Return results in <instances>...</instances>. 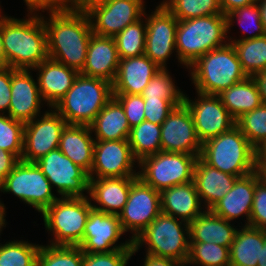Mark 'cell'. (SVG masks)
<instances>
[{"label": "cell", "instance_id": "5bb4252c", "mask_svg": "<svg viewBox=\"0 0 266 266\" xmlns=\"http://www.w3.org/2000/svg\"><path fill=\"white\" fill-rule=\"evenodd\" d=\"M49 109L25 123L21 160L36 162L50 151L58 149L62 131L67 123L54 108Z\"/></svg>", "mask_w": 266, "mask_h": 266}, {"label": "cell", "instance_id": "db71d44e", "mask_svg": "<svg viewBox=\"0 0 266 266\" xmlns=\"http://www.w3.org/2000/svg\"><path fill=\"white\" fill-rule=\"evenodd\" d=\"M256 171L262 176H266V141L255 148Z\"/></svg>", "mask_w": 266, "mask_h": 266}, {"label": "cell", "instance_id": "4dcf8cb0", "mask_svg": "<svg viewBox=\"0 0 266 266\" xmlns=\"http://www.w3.org/2000/svg\"><path fill=\"white\" fill-rule=\"evenodd\" d=\"M239 224L230 247V266H257L266 230Z\"/></svg>", "mask_w": 266, "mask_h": 266}, {"label": "cell", "instance_id": "277c9868", "mask_svg": "<svg viewBox=\"0 0 266 266\" xmlns=\"http://www.w3.org/2000/svg\"><path fill=\"white\" fill-rule=\"evenodd\" d=\"M187 70L196 92L209 95H219L248 77L231 43L202 55Z\"/></svg>", "mask_w": 266, "mask_h": 266}, {"label": "cell", "instance_id": "74e56055", "mask_svg": "<svg viewBox=\"0 0 266 266\" xmlns=\"http://www.w3.org/2000/svg\"><path fill=\"white\" fill-rule=\"evenodd\" d=\"M230 266V248L212 242H190L186 266Z\"/></svg>", "mask_w": 266, "mask_h": 266}, {"label": "cell", "instance_id": "94428289", "mask_svg": "<svg viewBox=\"0 0 266 266\" xmlns=\"http://www.w3.org/2000/svg\"><path fill=\"white\" fill-rule=\"evenodd\" d=\"M257 266H266V237L263 248H261L260 261H258Z\"/></svg>", "mask_w": 266, "mask_h": 266}, {"label": "cell", "instance_id": "b9f144b4", "mask_svg": "<svg viewBox=\"0 0 266 266\" xmlns=\"http://www.w3.org/2000/svg\"><path fill=\"white\" fill-rule=\"evenodd\" d=\"M25 123L8 114H0V149L13 153L19 160L23 153Z\"/></svg>", "mask_w": 266, "mask_h": 266}, {"label": "cell", "instance_id": "f907efd6", "mask_svg": "<svg viewBox=\"0 0 266 266\" xmlns=\"http://www.w3.org/2000/svg\"><path fill=\"white\" fill-rule=\"evenodd\" d=\"M28 11H40L62 7V0H23Z\"/></svg>", "mask_w": 266, "mask_h": 266}, {"label": "cell", "instance_id": "9c48e42d", "mask_svg": "<svg viewBox=\"0 0 266 266\" xmlns=\"http://www.w3.org/2000/svg\"><path fill=\"white\" fill-rule=\"evenodd\" d=\"M199 156L160 151L142 158L138 164V177L158 192L193 181L195 164Z\"/></svg>", "mask_w": 266, "mask_h": 266}, {"label": "cell", "instance_id": "11a10c76", "mask_svg": "<svg viewBox=\"0 0 266 266\" xmlns=\"http://www.w3.org/2000/svg\"><path fill=\"white\" fill-rule=\"evenodd\" d=\"M224 15L232 12L234 9L256 3L257 0H219Z\"/></svg>", "mask_w": 266, "mask_h": 266}, {"label": "cell", "instance_id": "3957f363", "mask_svg": "<svg viewBox=\"0 0 266 266\" xmlns=\"http://www.w3.org/2000/svg\"><path fill=\"white\" fill-rule=\"evenodd\" d=\"M175 40L177 60L187 69L202 55L228 43L226 15L178 20Z\"/></svg>", "mask_w": 266, "mask_h": 266}, {"label": "cell", "instance_id": "c3c4849f", "mask_svg": "<svg viewBox=\"0 0 266 266\" xmlns=\"http://www.w3.org/2000/svg\"><path fill=\"white\" fill-rule=\"evenodd\" d=\"M11 98V67L0 69V114H8Z\"/></svg>", "mask_w": 266, "mask_h": 266}, {"label": "cell", "instance_id": "91938a15", "mask_svg": "<svg viewBox=\"0 0 266 266\" xmlns=\"http://www.w3.org/2000/svg\"><path fill=\"white\" fill-rule=\"evenodd\" d=\"M7 67H9V66L7 64V59L5 56V51H4L1 32H0V69H4Z\"/></svg>", "mask_w": 266, "mask_h": 266}, {"label": "cell", "instance_id": "7402d4cb", "mask_svg": "<svg viewBox=\"0 0 266 266\" xmlns=\"http://www.w3.org/2000/svg\"><path fill=\"white\" fill-rule=\"evenodd\" d=\"M33 71L37 72L40 94L48 108H53L66 95L79 74L77 70L50 58L36 66Z\"/></svg>", "mask_w": 266, "mask_h": 266}, {"label": "cell", "instance_id": "f35d334b", "mask_svg": "<svg viewBox=\"0 0 266 266\" xmlns=\"http://www.w3.org/2000/svg\"><path fill=\"white\" fill-rule=\"evenodd\" d=\"M177 20L223 14L219 0H163Z\"/></svg>", "mask_w": 266, "mask_h": 266}, {"label": "cell", "instance_id": "2e32d148", "mask_svg": "<svg viewBox=\"0 0 266 266\" xmlns=\"http://www.w3.org/2000/svg\"><path fill=\"white\" fill-rule=\"evenodd\" d=\"M196 94L197 97L192 100L185 92L183 103L192 114L196 133L202 144L210 138L229 131L236 125L235 118L222 104L218 95L199 92Z\"/></svg>", "mask_w": 266, "mask_h": 266}, {"label": "cell", "instance_id": "816d5d0a", "mask_svg": "<svg viewBox=\"0 0 266 266\" xmlns=\"http://www.w3.org/2000/svg\"><path fill=\"white\" fill-rule=\"evenodd\" d=\"M142 266H186L177 260L145 253Z\"/></svg>", "mask_w": 266, "mask_h": 266}, {"label": "cell", "instance_id": "ac0fdd59", "mask_svg": "<svg viewBox=\"0 0 266 266\" xmlns=\"http://www.w3.org/2000/svg\"><path fill=\"white\" fill-rule=\"evenodd\" d=\"M123 231L118 215L91 209L78 245L84 253H109L120 249H133L132 240L120 242ZM119 243V244H118Z\"/></svg>", "mask_w": 266, "mask_h": 266}, {"label": "cell", "instance_id": "f6af8a7d", "mask_svg": "<svg viewBox=\"0 0 266 266\" xmlns=\"http://www.w3.org/2000/svg\"><path fill=\"white\" fill-rule=\"evenodd\" d=\"M133 249L114 250L109 253H84L82 266H127Z\"/></svg>", "mask_w": 266, "mask_h": 266}, {"label": "cell", "instance_id": "6125c7cd", "mask_svg": "<svg viewBox=\"0 0 266 266\" xmlns=\"http://www.w3.org/2000/svg\"><path fill=\"white\" fill-rule=\"evenodd\" d=\"M1 3V2H0ZM3 12H2V7L0 6V14H2Z\"/></svg>", "mask_w": 266, "mask_h": 266}, {"label": "cell", "instance_id": "44dd1931", "mask_svg": "<svg viewBox=\"0 0 266 266\" xmlns=\"http://www.w3.org/2000/svg\"><path fill=\"white\" fill-rule=\"evenodd\" d=\"M119 61L120 58L114 38L92 34L84 67L79 73L113 83Z\"/></svg>", "mask_w": 266, "mask_h": 266}, {"label": "cell", "instance_id": "680465c9", "mask_svg": "<svg viewBox=\"0 0 266 266\" xmlns=\"http://www.w3.org/2000/svg\"><path fill=\"white\" fill-rule=\"evenodd\" d=\"M261 12V22L266 31V0H257Z\"/></svg>", "mask_w": 266, "mask_h": 266}, {"label": "cell", "instance_id": "ba28073f", "mask_svg": "<svg viewBox=\"0 0 266 266\" xmlns=\"http://www.w3.org/2000/svg\"><path fill=\"white\" fill-rule=\"evenodd\" d=\"M92 209L89 197H59L41 215L50 245L78 246Z\"/></svg>", "mask_w": 266, "mask_h": 266}, {"label": "cell", "instance_id": "f546056e", "mask_svg": "<svg viewBox=\"0 0 266 266\" xmlns=\"http://www.w3.org/2000/svg\"><path fill=\"white\" fill-rule=\"evenodd\" d=\"M89 126L95 141L128 139L131 130L122 105L114 97Z\"/></svg>", "mask_w": 266, "mask_h": 266}, {"label": "cell", "instance_id": "bcb514c9", "mask_svg": "<svg viewBox=\"0 0 266 266\" xmlns=\"http://www.w3.org/2000/svg\"><path fill=\"white\" fill-rule=\"evenodd\" d=\"M183 100H166L162 98H144L145 120L161 125L175 107Z\"/></svg>", "mask_w": 266, "mask_h": 266}, {"label": "cell", "instance_id": "d4e9b609", "mask_svg": "<svg viewBox=\"0 0 266 266\" xmlns=\"http://www.w3.org/2000/svg\"><path fill=\"white\" fill-rule=\"evenodd\" d=\"M160 67L145 54L120 59L117 74L112 83L113 94H141Z\"/></svg>", "mask_w": 266, "mask_h": 266}, {"label": "cell", "instance_id": "4316f807", "mask_svg": "<svg viewBox=\"0 0 266 266\" xmlns=\"http://www.w3.org/2000/svg\"><path fill=\"white\" fill-rule=\"evenodd\" d=\"M160 201L161 213L188 224L205 210L193 181L162 190Z\"/></svg>", "mask_w": 266, "mask_h": 266}, {"label": "cell", "instance_id": "9a60e30c", "mask_svg": "<svg viewBox=\"0 0 266 266\" xmlns=\"http://www.w3.org/2000/svg\"><path fill=\"white\" fill-rule=\"evenodd\" d=\"M145 4L144 0H105L92 5L86 13L90 18L93 34L114 37L144 16Z\"/></svg>", "mask_w": 266, "mask_h": 266}, {"label": "cell", "instance_id": "e575fe53", "mask_svg": "<svg viewBox=\"0 0 266 266\" xmlns=\"http://www.w3.org/2000/svg\"><path fill=\"white\" fill-rule=\"evenodd\" d=\"M231 43L248 77L266 69V35Z\"/></svg>", "mask_w": 266, "mask_h": 266}, {"label": "cell", "instance_id": "e0dca14e", "mask_svg": "<svg viewBox=\"0 0 266 266\" xmlns=\"http://www.w3.org/2000/svg\"><path fill=\"white\" fill-rule=\"evenodd\" d=\"M138 164L139 161L134 157L128 139L95 141L92 169L88 176L89 178L138 177Z\"/></svg>", "mask_w": 266, "mask_h": 266}, {"label": "cell", "instance_id": "d590c367", "mask_svg": "<svg viewBox=\"0 0 266 266\" xmlns=\"http://www.w3.org/2000/svg\"><path fill=\"white\" fill-rule=\"evenodd\" d=\"M120 59L143 55L146 42V19L144 16L138 21L126 26L114 37Z\"/></svg>", "mask_w": 266, "mask_h": 266}, {"label": "cell", "instance_id": "30bf717a", "mask_svg": "<svg viewBox=\"0 0 266 266\" xmlns=\"http://www.w3.org/2000/svg\"><path fill=\"white\" fill-rule=\"evenodd\" d=\"M0 192L11 193L41 214L59 198L36 163L23 160H19L4 179Z\"/></svg>", "mask_w": 266, "mask_h": 266}, {"label": "cell", "instance_id": "6f0895ef", "mask_svg": "<svg viewBox=\"0 0 266 266\" xmlns=\"http://www.w3.org/2000/svg\"><path fill=\"white\" fill-rule=\"evenodd\" d=\"M6 206L4 205V203L2 202V200H0V236L2 231H3V228L6 227L7 225V220H6ZM1 238V237H0Z\"/></svg>", "mask_w": 266, "mask_h": 266}, {"label": "cell", "instance_id": "7bdbcfd3", "mask_svg": "<svg viewBox=\"0 0 266 266\" xmlns=\"http://www.w3.org/2000/svg\"><path fill=\"white\" fill-rule=\"evenodd\" d=\"M168 69H160L155 74L143 92L140 94L143 98H162L166 100H183L184 91L175 84L172 74Z\"/></svg>", "mask_w": 266, "mask_h": 266}, {"label": "cell", "instance_id": "4fadbf2b", "mask_svg": "<svg viewBox=\"0 0 266 266\" xmlns=\"http://www.w3.org/2000/svg\"><path fill=\"white\" fill-rule=\"evenodd\" d=\"M154 11L146 14V42L144 54L161 69H167L169 58L176 56V29L178 20L160 2Z\"/></svg>", "mask_w": 266, "mask_h": 266}, {"label": "cell", "instance_id": "484cf974", "mask_svg": "<svg viewBox=\"0 0 266 266\" xmlns=\"http://www.w3.org/2000/svg\"><path fill=\"white\" fill-rule=\"evenodd\" d=\"M238 178L206 164L199 157L195 164L193 182L203 207L211 209L233 188Z\"/></svg>", "mask_w": 266, "mask_h": 266}, {"label": "cell", "instance_id": "d6a6232c", "mask_svg": "<svg viewBox=\"0 0 266 266\" xmlns=\"http://www.w3.org/2000/svg\"><path fill=\"white\" fill-rule=\"evenodd\" d=\"M226 23L228 42L250 40L266 35V31L261 22V12L257 2L234 9L232 12L226 14ZM233 23H238L241 28L239 30H241L243 35L245 34L242 37L239 35V39H236L237 37L228 35L231 31V28L234 26Z\"/></svg>", "mask_w": 266, "mask_h": 266}, {"label": "cell", "instance_id": "8fae6325", "mask_svg": "<svg viewBox=\"0 0 266 266\" xmlns=\"http://www.w3.org/2000/svg\"><path fill=\"white\" fill-rule=\"evenodd\" d=\"M35 163L49 180L52 188L55 187L57 196L89 197L88 173L59 149L50 151Z\"/></svg>", "mask_w": 266, "mask_h": 266}, {"label": "cell", "instance_id": "83f0119b", "mask_svg": "<svg viewBox=\"0 0 266 266\" xmlns=\"http://www.w3.org/2000/svg\"><path fill=\"white\" fill-rule=\"evenodd\" d=\"M95 139L89 125L67 124L58 149L88 174L92 169Z\"/></svg>", "mask_w": 266, "mask_h": 266}, {"label": "cell", "instance_id": "8d00e7d4", "mask_svg": "<svg viewBox=\"0 0 266 266\" xmlns=\"http://www.w3.org/2000/svg\"><path fill=\"white\" fill-rule=\"evenodd\" d=\"M41 244L26 240H9L0 243V266H37Z\"/></svg>", "mask_w": 266, "mask_h": 266}, {"label": "cell", "instance_id": "ee69618b", "mask_svg": "<svg viewBox=\"0 0 266 266\" xmlns=\"http://www.w3.org/2000/svg\"><path fill=\"white\" fill-rule=\"evenodd\" d=\"M249 226L266 230V178L255 171V192Z\"/></svg>", "mask_w": 266, "mask_h": 266}, {"label": "cell", "instance_id": "6da1fadb", "mask_svg": "<svg viewBox=\"0 0 266 266\" xmlns=\"http://www.w3.org/2000/svg\"><path fill=\"white\" fill-rule=\"evenodd\" d=\"M40 11L47 32L49 58L80 72L93 34L88 14L62 7ZM46 11L47 16L42 14Z\"/></svg>", "mask_w": 266, "mask_h": 266}, {"label": "cell", "instance_id": "52a82bcc", "mask_svg": "<svg viewBox=\"0 0 266 266\" xmlns=\"http://www.w3.org/2000/svg\"><path fill=\"white\" fill-rule=\"evenodd\" d=\"M199 157L206 164L237 177L256 171L255 148L236 125L205 141Z\"/></svg>", "mask_w": 266, "mask_h": 266}, {"label": "cell", "instance_id": "9f6ffc18", "mask_svg": "<svg viewBox=\"0 0 266 266\" xmlns=\"http://www.w3.org/2000/svg\"><path fill=\"white\" fill-rule=\"evenodd\" d=\"M258 87L262 104L266 105V69L252 76Z\"/></svg>", "mask_w": 266, "mask_h": 266}, {"label": "cell", "instance_id": "7dc6e473", "mask_svg": "<svg viewBox=\"0 0 266 266\" xmlns=\"http://www.w3.org/2000/svg\"><path fill=\"white\" fill-rule=\"evenodd\" d=\"M122 105L130 127L139 125L145 120L144 98L139 94H113Z\"/></svg>", "mask_w": 266, "mask_h": 266}, {"label": "cell", "instance_id": "d6986e66", "mask_svg": "<svg viewBox=\"0 0 266 266\" xmlns=\"http://www.w3.org/2000/svg\"><path fill=\"white\" fill-rule=\"evenodd\" d=\"M201 147L192 114L182 103L161 124L162 151L200 156Z\"/></svg>", "mask_w": 266, "mask_h": 266}, {"label": "cell", "instance_id": "ffe728a7", "mask_svg": "<svg viewBox=\"0 0 266 266\" xmlns=\"http://www.w3.org/2000/svg\"><path fill=\"white\" fill-rule=\"evenodd\" d=\"M33 70L11 68V98L8 115L23 123L32 121L42 114L46 104L42 99L38 81L33 78Z\"/></svg>", "mask_w": 266, "mask_h": 266}, {"label": "cell", "instance_id": "f5cc1de1", "mask_svg": "<svg viewBox=\"0 0 266 266\" xmlns=\"http://www.w3.org/2000/svg\"><path fill=\"white\" fill-rule=\"evenodd\" d=\"M105 0H62V8L87 11L92 5L104 2Z\"/></svg>", "mask_w": 266, "mask_h": 266}, {"label": "cell", "instance_id": "cb8c5ba5", "mask_svg": "<svg viewBox=\"0 0 266 266\" xmlns=\"http://www.w3.org/2000/svg\"><path fill=\"white\" fill-rule=\"evenodd\" d=\"M255 192V171L249 175L239 177L233 188L210 209L217 216L229 222H237L243 217L245 226L249 225ZM235 220V221H234Z\"/></svg>", "mask_w": 266, "mask_h": 266}, {"label": "cell", "instance_id": "60d3db41", "mask_svg": "<svg viewBox=\"0 0 266 266\" xmlns=\"http://www.w3.org/2000/svg\"><path fill=\"white\" fill-rule=\"evenodd\" d=\"M236 126L254 148L258 147L266 141V105L261 104L251 112L240 116L236 120Z\"/></svg>", "mask_w": 266, "mask_h": 266}, {"label": "cell", "instance_id": "ab89813d", "mask_svg": "<svg viewBox=\"0 0 266 266\" xmlns=\"http://www.w3.org/2000/svg\"><path fill=\"white\" fill-rule=\"evenodd\" d=\"M83 251L79 246L42 245L37 266H82Z\"/></svg>", "mask_w": 266, "mask_h": 266}, {"label": "cell", "instance_id": "1f68e13d", "mask_svg": "<svg viewBox=\"0 0 266 266\" xmlns=\"http://www.w3.org/2000/svg\"><path fill=\"white\" fill-rule=\"evenodd\" d=\"M218 96L235 120L262 104L258 87L253 77H247L245 80L232 85Z\"/></svg>", "mask_w": 266, "mask_h": 266}, {"label": "cell", "instance_id": "5b68a950", "mask_svg": "<svg viewBox=\"0 0 266 266\" xmlns=\"http://www.w3.org/2000/svg\"><path fill=\"white\" fill-rule=\"evenodd\" d=\"M112 97V83L79 73L53 108L67 124L90 125Z\"/></svg>", "mask_w": 266, "mask_h": 266}, {"label": "cell", "instance_id": "603a6c76", "mask_svg": "<svg viewBox=\"0 0 266 266\" xmlns=\"http://www.w3.org/2000/svg\"><path fill=\"white\" fill-rule=\"evenodd\" d=\"M136 178H89L88 195L92 208L119 215L127 202L131 184Z\"/></svg>", "mask_w": 266, "mask_h": 266}, {"label": "cell", "instance_id": "681fc988", "mask_svg": "<svg viewBox=\"0 0 266 266\" xmlns=\"http://www.w3.org/2000/svg\"><path fill=\"white\" fill-rule=\"evenodd\" d=\"M18 161L19 159L13 153L0 149V185Z\"/></svg>", "mask_w": 266, "mask_h": 266}, {"label": "cell", "instance_id": "f1b7e54d", "mask_svg": "<svg viewBox=\"0 0 266 266\" xmlns=\"http://www.w3.org/2000/svg\"><path fill=\"white\" fill-rule=\"evenodd\" d=\"M237 229L233 223L205 209L189 223L190 242H212L230 248Z\"/></svg>", "mask_w": 266, "mask_h": 266}, {"label": "cell", "instance_id": "836d02e7", "mask_svg": "<svg viewBox=\"0 0 266 266\" xmlns=\"http://www.w3.org/2000/svg\"><path fill=\"white\" fill-rule=\"evenodd\" d=\"M128 141L138 161L146 156L157 154L162 151L161 125L144 120L131 128Z\"/></svg>", "mask_w": 266, "mask_h": 266}, {"label": "cell", "instance_id": "8992f818", "mask_svg": "<svg viewBox=\"0 0 266 266\" xmlns=\"http://www.w3.org/2000/svg\"><path fill=\"white\" fill-rule=\"evenodd\" d=\"M133 255L142 247L145 253L186 264L189 246V224L160 213L132 242Z\"/></svg>", "mask_w": 266, "mask_h": 266}, {"label": "cell", "instance_id": "7c38bea8", "mask_svg": "<svg viewBox=\"0 0 266 266\" xmlns=\"http://www.w3.org/2000/svg\"><path fill=\"white\" fill-rule=\"evenodd\" d=\"M161 213L160 192L137 177L131 184L127 202L119 213L123 231L132 242Z\"/></svg>", "mask_w": 266, "mask_h": 266}, {"label": "cell", "instance_id": "7a4b0ae2", "mask_svg": "<svg viewBox=\"0 0 266 266\" xmlns=\"http://www.w3.org/2000/svg\"><path fill=\"white\" fill-rule=\"evenodd\" d=\"M6 15L0 14V32L7 64L13 69L33 70L49 58L41 13L27 10L22 19Z\"/></svg>", "mask_w": 266, "mask_h": 266}]
</instances>
